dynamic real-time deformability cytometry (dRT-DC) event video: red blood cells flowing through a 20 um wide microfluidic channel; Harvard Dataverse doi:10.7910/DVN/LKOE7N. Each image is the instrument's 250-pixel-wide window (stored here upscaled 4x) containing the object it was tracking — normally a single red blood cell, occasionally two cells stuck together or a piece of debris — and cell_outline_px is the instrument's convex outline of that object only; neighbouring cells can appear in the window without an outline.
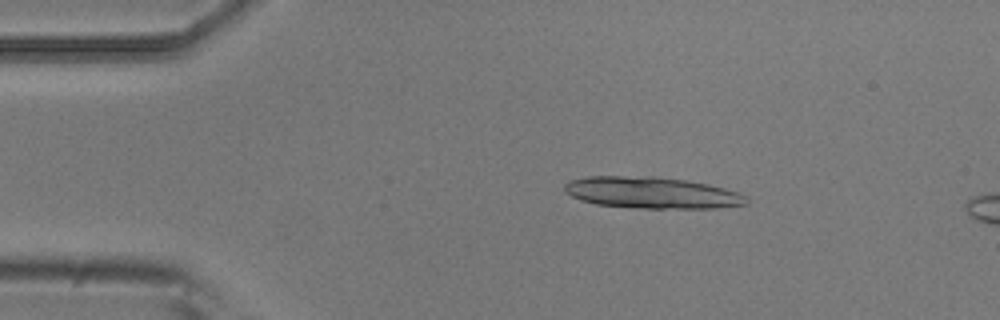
{"species": "common noctule bat (a hibernating species)", "species_latin": "Nyctalus noctula", "temperature_condition": "room temperature", "stored_images_in_passage": 5, "camera_frame_rate_fps": 3000, "um_per_image_px": 0.085, "animal": {"sex": "male", "body_mass_g": 20.5, "forearm_length_mm": 52.5}, "frame": {"image": 1, "passage_image": 3, "time_ms": 0.667, "image_size_px": [1000, 320], "cell_outline_px": [[748, 204], [716, 208], [640, 208], [596, 204], [580, 200], [564, 192], [564, 184], [572, 180], [588, 176], [652, 176], [684, 180], [708, 184], [740, 192], [748, 200]], "centroid_in_image_um": [55.4, 16.38], "position_along_channel_um": 29.6, "area_um2": 33.35}}